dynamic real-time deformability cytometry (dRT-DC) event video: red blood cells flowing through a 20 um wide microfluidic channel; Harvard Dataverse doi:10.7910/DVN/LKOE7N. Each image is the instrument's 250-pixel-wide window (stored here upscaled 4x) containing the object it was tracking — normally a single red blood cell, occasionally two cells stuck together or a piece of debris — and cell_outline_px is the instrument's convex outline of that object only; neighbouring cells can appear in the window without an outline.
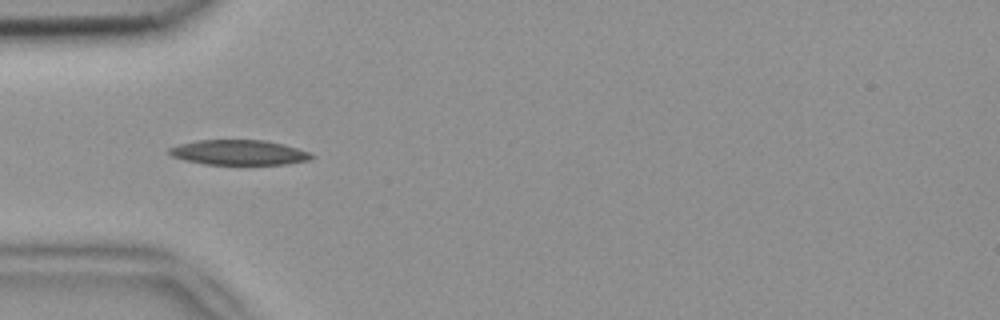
{"species": "common noctule bat (a hibernating species)", "species_latin": "Nyctalus noctula", "temperature_condition": "room temperature", "stored_images_in_passage": 22, "camera_frame_rate_fps": 3000, "um_per_image_px": 0.085, "animal": {"sex": "female", "body_mass_g": 18.4}, "frame": {"image": 1, "passage_image": 1, "time_ms": 0.0, "image_size_px": [1000, 320], "cell_outline_px": [[316, 156], [308, 160], [288, 164], [204, 164], [184, 160], [172, 156], [168, 152], [168, 148], [180, 144], [200, 140], [264, 140], [284, 144], [308, 152]], "centroid_in_image_um": [20.3, 12.96], "position_along_channel_um": 64.7, "area_um2": 20.63}}